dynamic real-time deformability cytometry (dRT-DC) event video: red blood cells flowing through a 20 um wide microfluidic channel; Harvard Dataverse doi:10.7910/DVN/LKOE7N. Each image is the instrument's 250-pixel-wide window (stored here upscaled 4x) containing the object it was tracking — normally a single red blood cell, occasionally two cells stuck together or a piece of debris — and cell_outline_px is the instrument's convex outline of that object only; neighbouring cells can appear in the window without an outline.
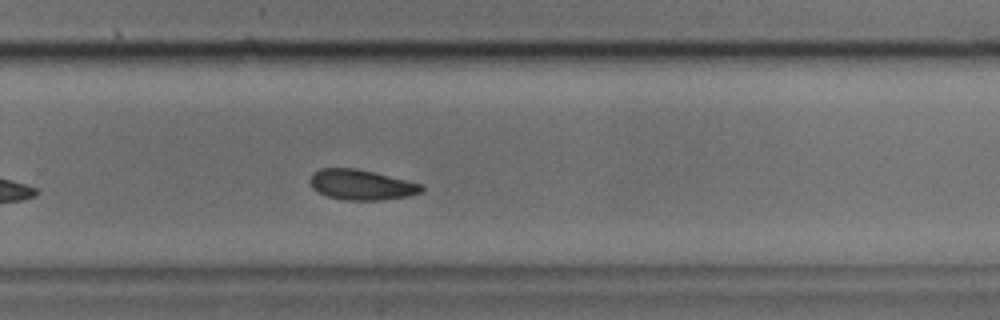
{"species": "common noctule bat (a hibernating species)", "species_latin": "Nyctalus noctula", "temperature_condition": "cold", "stored_images_in_passage": 32, "camera_frame_rate_fps": 3000, "um_per_image_px": 0.085, "animal": {"sex": "male", "body_mass_g": 17.9, "forearm_length_mm": 54.2}, "frame": {"image": 1, "passage_image": 19, "time_ms": 6.0, "image_size_px": [1000, 320], "cell_outline_px": [[424, 188], [420, 192], [408, 196], [380, 200], [344, 200], [328, 196], [312, 188], [312, 172], [320, 168], [356, 168], [376, 172], [424, 184]], "centroid_in_image_um": [30.76, 15.69], "position_along_channel_um": 299.0, "area_um2": 19.65}}
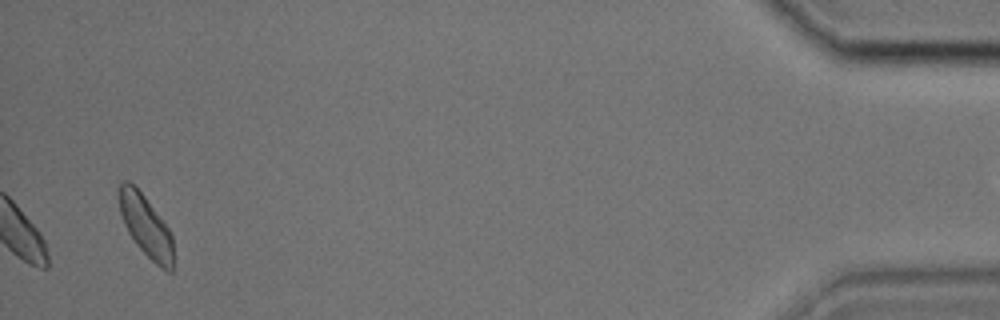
{"frame": {"image": 2, "passage_image": 32, "time_ms": 10.333, "image_size_px": [1000, 320], "cell_outline_px": [[172, 272], [168, 272], [156, 264], [136, 244], [128, 232], [124, 224], [120, 212], [120, 184], [124, 180], [128, 180], [144, 196], [172, 232]], "centroid_in_image_um": [12.41, 19.22], "position_along_channel_um": 422.8, "area_um2": 18.96}}